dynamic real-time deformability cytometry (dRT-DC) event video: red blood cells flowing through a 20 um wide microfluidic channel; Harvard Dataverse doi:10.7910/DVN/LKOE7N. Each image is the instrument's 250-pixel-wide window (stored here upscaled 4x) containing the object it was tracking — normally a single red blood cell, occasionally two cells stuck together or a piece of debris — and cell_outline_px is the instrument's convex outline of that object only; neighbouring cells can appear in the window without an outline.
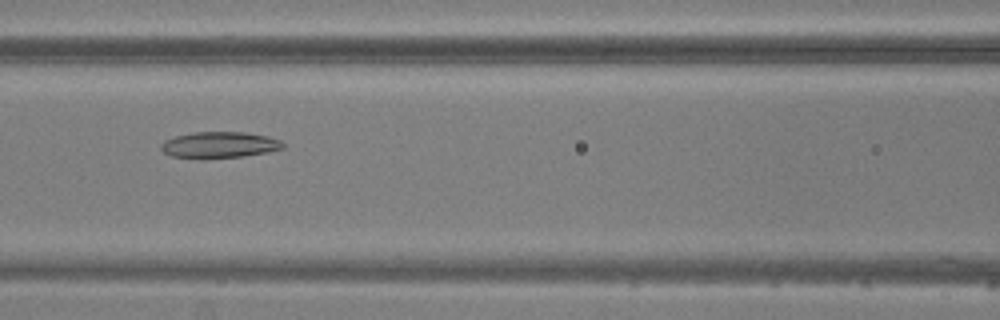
{"species": "common noctule bat (a hibernating species)", "species_latin": "Nyctalus noctula", "temperature_condition": "warm", "stored_images_in_passage": 7, "camera_frame_rate_fps": 3000, "um_per_image_px": 0.085, "animal": {"sex": "male", "body_mass_g": 20.5, "forearm_length_mm": 52.5}, "frame": {"image": 1, "passage_image": 7, "time_ms": 6.667, "image_size_px": [1000, 320], "cell_outline_px": [[284, 148], [268, 152], [244, 156], [204, 160], [200, 160], [172, 156], [164, 152], [160, 148], [160, 144], [164, 140], [176, 136], [196, 132], [244, 132], [268, 136], [280, 140], [284, 144]], "centroid_in_image_um": [18.63, 12.34], "position_along_channel_um": 148.0, "area_um2": 19.02}}